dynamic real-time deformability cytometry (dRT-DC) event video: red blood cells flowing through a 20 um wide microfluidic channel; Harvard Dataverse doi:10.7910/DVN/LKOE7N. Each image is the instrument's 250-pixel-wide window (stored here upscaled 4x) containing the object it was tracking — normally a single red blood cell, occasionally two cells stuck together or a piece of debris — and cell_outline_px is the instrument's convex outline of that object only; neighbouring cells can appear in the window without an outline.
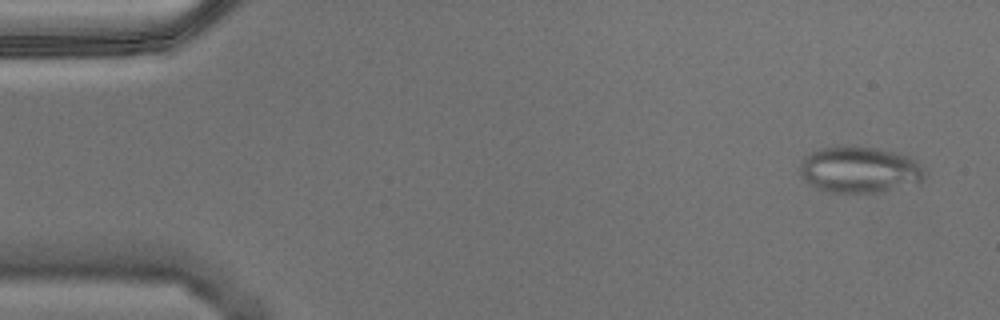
{"species": "Egyptian fruit bat (a non-hibernating species)", "species_latin": "Rousettus aegyptiacus", "temperature_condition": "warm", "stored_images_in_passage": 3, "camera_frame_rate_fps": 3000, "um_per_image_px": 0.085, "animal": {"sex": "male"}, "frame": {"image": 1, "passage_image": 1, "time_ms": 0.0, "image_size_px": [1000, 320], "cell_outline_px": [[928, 172], [924, 180], [920, 184], [880, 192], [824, 192], [808, 184], [800, 176], [800, 160], [804, 156], [820, 148], [836, 144], [840, 144], [880, 148], [912, 156]], "centroid_in_image_um": [73.09, 14.4], "position_along_channel_um": 11.9, "area_um2": 35.03}}